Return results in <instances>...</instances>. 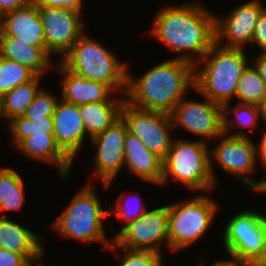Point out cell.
<instances>
[{
    "label": "cell",
    "instance_id": "2",
    "mask_svg": "<svg viewBox=\"0 0 266 266\" xmlns=\"http://www.w3.org/2000/svg\"><path fill=\"white\" fill-rule=\"evenodd\" d=\"M194 64L173 58L164 61L138 80L127 72L125 101L129 104L170 115L188 89H194Z\"/></svg>",
    "mask_w": 266,
    "mask_h": 266
},
{
    "label": "cell",
    "instance_id": "41",
    "mask_svg": "<svg viewBox=\"0 0 266 266\" xmlns=\"http://www.w3.org/2000/svg\"><path fill=\"white\" fill-rule=\"evenodd\" d=\"M203 262H199L197 266H205V264L203 265ZM212 266H215L214 264Z\"/></svg>",
    "mask_w": 266,
    "mask_h": 266
},
{
    "label": "cell",
    "instance_id": "36",
    "mask_svg": "<svg viewBox=\"0 0 266 266\" xmlns=\"http://www.w3.org/2000/svg\"><path fill=\"white\" fill-rule=\"evenodd\" d=\"M33 0H0V17L9 11L29 5Z\"/></svg>",
    "mask_w": 266,
    "mask_h": 266
},
{
    "label": "cell",
    "instance_id": "18",
    "mask_svg": "<svg viewBox=\"0 0 266 266\" xmlns=\"http://www.w3.org/2000/svg\"><path fill=\"white\" fill-rule=\"evenodd\" d=\"M124 166L144 181L161 185L163 160L152 153L143 142L131 132H126L124 142Z\"/></svg>",
    "mask_w": 266,
    "mask_h": 266
},
{
    "label": "cell",
    "instance_id": "28",
    "mask_svg": "<svg viewBox=\"0 0 266 266\" xmlns=\"http://www.w3.org/2000/svg\"><path fill=\"white\" fill-rule=\"evenodd\" d=\"M229 105V103L222 105L224 134L229 135L230 128H233L235 124L241 127H250L252 130L256 128L257 121L262 118L258 105L237 103L235 108ZM229 113H233L235 118L229 119Z\"/></svg>",
    "mask_w": 266,
    "mask_h": 266
},
{
    "label": "cell",
    "instance_id": "1",
    "mask_svg": "<svg viewBox=\"0 0 266 266\" xmlns=\"http://www.w3.org/2000/svg\"><path fill=\"white\" fill-rule=\"evenodd\" d=\"M215 15L199 1L171 4L156 13L150 32L168 49L179 53L176 58L195 65L215 44ZM195 54L199 56L197 60Z\"/></svg>",
    "mask_w": 266,
    "mask_h": 266
},
{
    "label": "cell",
    "instance_id": "15",
    "mask_svg": "<svg viewBox=\"0 0 266 266\" xmlns=\"http://www.w3.org/2000/svg\"><path fill=\"white\" fill-rule=\"evenodd\" d=\"M127 131V124L121 117L104 132L91 139L94 146H97L94 176H97L106 189L121 171V167H124V142Z\"/></svg>",
    "mask_w": 266,
    "mask_h": 266
},
{
    "label": "cell",
    "instance_id": "13",
    "mask_svg": "<svg viewBox=\"0 0 266 266\" xmlns=\"http://www.w3.org/2000/svg\"><path fill=\"white\" fill-rule=\"evenodd\" d=\"M42 20L45 47L53 55L64 56L84 34L82 14L71 9L38 6Z\"/></svg>",
    "mask_w": 266,
    "mask_h": 266
},
{
    "label": "cell",
    "instance_id": "37",
    "mask_svg": "<svg viewBox=\"0 0 266 266\" xmlns=\"http://www.w3.org/2000/svg\"><path fill=\"white\" fill-rule=\"evenodd\" d=\"M252 62L258 74L266 83V52L259 53Z\"/></svg>",
    "mask_w": 266,
    "mask_h": 266
},
{
    "label": "cell",
    "instance_id": "32",
    "mask_svg": "<svg viewBox=\"0 0 266 266\" xmlns=\"http://www.w3.org/2000/svg\"><path fill=\"white\" fill-rule=\"evenodd\" d=\"M122 195L125 196L124 193L122 192L121 195L119 196L120 198H118L119 201L117 200V202H116L117 204L116 205L113 204V206H112V207L115 206V209L114 210L112 209V211L109 210V215L114 214L116 216V218H119L122 221H124L125 225H126L127 223L132 222V221L140 218L148 209H146L145 205L143 203H141V200L139 198H137V203H136L135 207L132 206V207H134V209L131 208L130 205H128L129 199L127 197H125V198L122 197ZM132 198H133V196H132Z\"/></svg>",
    "mask_w": 266,
    "mask_h": 266
},
{
    "label": "cell",
    "instance_id": "8",
    "mask_svg": "<svg viewBox=\"0 0 266 266\" xmlns=\"http://www.w3.org/2000/svg\"><path fill=\"white\" fill-rule=\"evenodd\" d=\"M219 205L205 195L168 205L170 251L190 247L200 240L214 221Z\"/></svg>",
    "mask_w": 266,
    "mask_h": 266
},
{
    "label": "cell",
    "instance_id": "29",
    "mask_svg": "<svg viewBox=\"0 0 266 266\" xmlns=\"http://www.w3.org/2000/svg\"><path fill=\"white\" fill-rule=\"evenodd\" d=\"M35 74L18 62L0 56V98L13 88L30 81Z\"/></svg>",
    "mask_w": 266,
    "mask_h": 266
},
{
    "label": "cell",
    "instance_id": "30",
    "mask_svg": "<svg viewBox=\"0 0 266 266\" xmlns=\"http://www.w3.org/2000/svg\"><path fill=\"white\" fill-rule=\"evenodd\" d=\"M115 247L125 251L119 266H163L162 252L119 247L112 241L109 248L114 250Z\"/></svg>",
    "mask_w": 266,
    "mask_h": 266
},
{
    "label": "cell",
    "instance_id": "35",
    "mask_svg": "<svg viewBox=\"0 0 266 266\" xmlns=\"http://www.w3.org/2000/svg\"><path fill=\"white\" fill-rule=\"evenodd\" d=\"M30 264L23 255L0 248V266H30Z\"/></svg>",
    "mask_w": 266,
    "mask_h": 266
},
{
    "label": "cell",
    "instance_id": "42",
    "mask_svg": "<svg viewBox=\"0 0 266 266\" xmlns=\"http://www.w3.org/2000/svg\"><path fill=\"white\" fill-rule=\"evenodd\" d=\"M36 262L34 261V262H32L31 264H30V266H33V264H35ZM38 266H43V264H38Z\"/></svg>",
    "mask_w": 266,
    "mask_h": 266
},
{
    "label": "cell",
    "instance_id": "6",
    "mask_svg": "<svg viewBox=\"0 0 266 266\" xmlns=\"http://www.w3.org/2000/svg\"><path fill=\"white\" fill-rule=\"evenodd\" d=\"M95 189L90 183L85 185L52 225L63 237L84 242H102L103 247L108 249L113 239L106 237L103 220L109 215V211L102 209Z\"/></svg>",
    "mask_w": 266,
    "mask_h": 266
},
{
    "label": "cell",
    "instance_id": "4",
    "mask_svg": "<svg viewBox=\"0 0 266 266\" xmlns=\"http://www.w3.org/2000/svg\"><path fill=\"white\" fill-rule=\"evenodd\" d=\"M60 63L77 75L108 85L115 93L125 96L127 64L121 63L114 53L85 33Z\"/></svg>",
    "mask_w": 266,
    "mask_h": 266
},
{
    "label": "cell",
    "instance_id": "17",
    "mask_svg": "<svg viewBox=\"0 0 266 266\" xmlns=\"http://www.w3.org/2000/svg\"><path fill=\"white\" fill-rule=\"evenodd\" d=\"M0 29L7 35L19 38L33 47H45V34L33 1L29 5L4 13L0 17Z\"/></svg>",
    "mask_w": 266,
    "mask_h": 266
},
{
    "label": "cell",
    "instance_id": "26",
    "mask_svg": "<svg viewBox=\"0 0 266 266\" xmlns=\"http://www.w3.org/2000/svg\"><path fill=\"white\" fill-rule=\"evenodd\" d=\"M10 135L16 147L25 138L34 135L53 134V117L19 116L9 121Z\"/></svg>",
    "mask_w": 266,
    "mask_h": 266
},
{
    "label": "cell",
    "instance_id": "14",
    "mask_svg": "<svg viewBox=\"0 0 266 266\" xmlns=\"http://www.w3.org/2000/svg\"><path fill=\"white\" fill-rule=\"evenodd\" d=\"M265 8L261 1L251 0L233 9L225 19L215 15V43L225 48L244 49V45L252 42L255 25ZM224 39L226 44H222Z\"/></svg>",
    "mask_w": 266,
    "mask_h": 266
},
{
    "label": "cell",
    "instance_id": "39",
    "mask_svg": "<svg viewBox=\"0 0 266 266\" xmlns=\"http://www.w3.org/2000/svg\"><path fill=\"white\" fill-rule=\"evenodd\" d=\"M259 111L261 113V117L266 124V94L261 99L260 103L258 104Z\"/></svg>",
    "mask_w": 266,
    "mask_h": 266
},
{
    "label": "cell",
    "instance_id": "24",
    "mask_svg": "<svg viewBox=\"0 0 266 266\" xmlns=\"http://www.w3.org/2000/svg\"><path fill=\"white\" fill-rule=\"evenodd\" d=\"M42 76H34L27 81L13 88L0 98V115L6 117L8 122L13 118L23 116L35 95L41 89L39 87Z\"/></svg>",
    "mask_w": 266,
    "mask_h": 266
},
{
    "label": "cell",
    "instance_id": "21",
    "mask_svg": "<svg viewBox=\"0 0 266 266\" xmlns=\"http://www.w3.org/2000/svg\"><path fill=\"white\" fill-rule=\"evenodd\" d=\"M0 56L18 62L30 69L36 76H42L46 70L53 68L51 55L46 47H33L19 38L7 36L0 29Z\"/></svg>",
    "mask_w": 266,
    "mask_h": 266
},
{
    "label": "cell",
    "instance_id": "40",
    "mask_svg": "<svg viewBox=\"0 0 266 266\" xmlns=\"http://www.w3.org/2000/svg\"><path fill=\"white\" fill-rule=\"evenodd\" d=\"M252 266H266V247L262 255L253 263Z\"/></svg>",
    "mask_w": 266,
    "mask_h": 266
},
{
    "label": "cell",
    "instance_id": "25",
    "mask_svg": "<svg viewBox=\"0 0 266 266\" xmlns=\"http://www.w3.org/2000/svg\"><path fill=\"white\" fill-rule=\"evenodd\" d=\"M24 180L12 168H0V211L1 217H7V211H18L25 200Z\"/></svg>",
    "mask_w": 266,
    "mask_h": 266
},
{
    "label": "cell",
    "instance_id": "5",
    "mask_svg": "<svg viewBox=\"0 0 266 266\" xmlns=\"http://www.w3.org/2000/svg\"><path fill=\"white\" fill-rule=\"evenodd\" d=\"M209 146L202 140L174 139L163 160L161 186L174 178L189 190L210 191L216 184Z\"/></svg>",
    "mask_w": 266,
    "mask_h": 266
},
{
    "label": "cell",
    "instance_id": "34",
    "mask_svg": "<svg viewBox=\"0 0 266 266\" xmlns=\"http://www.w3.org/2000/svg\"><path fill=\"white\" fill-rule=\"evenodd\" d=\"M37 6L57 7L82 12L83 0H33Z\"/></svg>",
    "mask_w": 266,
    "mask_h": 266
},
{
    "label": "cell",
    "instance_id": "9",
    "mask_svg": "<svg viewBox=\"0 0 266 266\" xmlns=\"http://www.w3.org/2000/svg\"><path fill=\"white\" fill-rule=\"evenodd\" d=\"M242 132L227 136L223 134L226 138L215 149L210 150V158L216 159L225 172L232 174L254 191L261 192L266 186V180L255 181L247 176L255 170L258 148L247 132Z\"/></svg>",
    "mask_w": 266,
    "mask_h": 266
},
{
    "label": "cell",
    "instance_id": "12",
    "mask_svg": "<svg viewBox=\"0 0 266 266\" xmlns=\"http://www.w3.org/2000/svg\"><path fill=\"white\" fill-rule=\"evenodd\" d=\"M203 98L206 101L198 102L182 98L170 114L172 126L173 128L180 126L200 136L204 142L210 139H222L224 134L222 105L206 97Z\"/></svg>",
    "mask_w": 266,
    "mask_h": 266
},
{
    "label": "cell",
    "instance_id": "10",
    "mask_svg": "<svg viewBox=\"0 0 266 266\" xmlns=\"http://www.w3.org/2000/svg\"><path fill=\"white\" fill-rule=\"evenodd\" d=\"M121 117L126 122L128 131L136 135L152 153L162 160L167 157L173 142L170 135L173 130L170 115L141 109L125 101Z\"/></svg>",
    "mask_w": 266,
    "mask_h": 266
},
{
    "label": "cell",
    "instance_id": "38",
    "mask_svg": "<svg viewBox=\"0 0 266 266\" xmlns=\"http://www.w3.org/2000/svg\"><path fill=\"white\" fill-rule=\"evenodd\" d=\"M261 143L258 147V158H260L262 165L266 168V130L263 132Z\"/></svg>",
    "mask_w": 266,
    "mask_h": 266
},
{
    "label": "cell",
    "instance_id": "27",
    "mask_svg": "<svg viewBox=\"0 0 266 266\" xmlns=\"http://www.w3.org/2000/svg\"><path fill=\"white\" fill-rule=\"evenodd\" d=\"M266 94V83L255 67L247 66L238 81L235 97L238 103L258 105Z\"/></svg>",
    "mask_w": 266,
    "mask_h": 266
},
{
    "label": "cell",
    "instance_id": "11",
    "mask_svg": "<svg viewBox=\"0 0 266 266\" xmlns=\"http://www.w3.org/2000/svg\"><path fill=\"white\" fill-rule=\"evenodd\" d=\"M168 223V205L147 210L140 218L124 225L113 241L119 247L162 252L163 243L170 249Z\"/></svg>",
    "mask_w": 266,
    "mask_h": 266
},
{
    "label": "cell",
    "instance_id": "20",
    "mask_svg": "<svg viewBox=\"0 0 266 266\" xmlns=\"http://www.w3.org/2000/svg\"><path fill=\"white\" fill-rule=\"evenodd\" d=\"M42 239L22 225L0 217V248L23 255L30 263L41 261L45 254Z\"/></svg>",
    "mask_w": 266,
    "mask_h": 266
},
{
    "label": "cell",
    "instance_id": "23",
    "mask_svg": "<svg viewBox=\"0 0 266 266\" xmlns=\"http://www.w3.org/2000/svg\"><path fill=\"white\" fill-rule=\"evenodd\" d=\"M125 100H105L79 105L81 119L89 138L104 132L121 118Z\"/></svg>",
    "mask_w": 266,
    "mask_h": 266
},
{
    "label": "cell",
    "instance_id": "19",
    "mask_svg": "<svg viewBox=\"0 0 266 266\" xmlns=\"http://www.w3.org/2000/svg\"><path fill=\"white\" fill-rule=\"evenodd\" d=\"M58 72L62 74V95L61 99L65 102L81 105L105 100H125L126 98H110L115 93L108 85L87 80L64 67L61 63L57 65Z\"/></svg>",
    "mask_w": 266,
    "mask_h": 266
},
{
    "label": "cell",
    "instance_id": "7",
    "mask_svg": "<svg viewBox=\"0 0 266 266\" xmlns=\"http://www.w3.org/2000/svg\"><path fill=\"white\" fill-rule=\"evenodd\" d=\"M230 260H217L215 266H252L266 247V216L242 211L228 222L223 235Z\"/></svg>",
    "mask_w": 266,
    "mask_h": 266
},
{
    "label": "cell",
    "instance_id": "31",
    "mask_svg": "<svg viewBox=\"0 0 266 266\" xmlns=\"http://www.w3.org/2000/svg\"><path fill=\"white\" fill-rule=\"evenodd\" d=\"M59 99L50 92L39 90L35 95L33 102L26 110L24 117H42V116H53L56 105Z\"/></svg>",
    "mask_w": 266,
    "mask_h": 266
},
{
    "label": "cell",
    "instance_id": "43",
    "mask_svg": "<svg viewBox=\"0 0 266 266\" xmlns=\"http://www.w3.org/2000/svg\"><path fill=\"white\" fill-rule=\"evenodd\" d=\"M264 194V193H266V186H265V188L261 191V194Z\"/></svg>",
    "mask_w": 266,
    "mask_h": 266
},
{
    "label": "cell",
    "instance_id": "3",
    "mask_svg": "<svg viewBox=\"0 0 266 266\" xmlns=\"http://www.w3.org/2000/svg\"><path fill=\"white\" fill-rule=\"evenodd\" d=\"M247 59L244 49L225 48L215 43L194 65V90L212 102L230 103L235 98L241 74L249 65ZM200 63L204 66L199 67Z\"/></svg>",
    "mask_w": 266,
    "mask_h": 266
},
{
    "label": "cell",
    "instance_id": "16",
    "mask_svg": "<svg viewBox=\"0 0 266 266\" xmlns=\"http://www.w3.org/2000/svg\"><path fill=\"white\" fill-rule=\"evenodd\" d=\"M52 117L55 141L61 150L74 161L87 135L79 105L61 99L58 101Z\"/></svg>",
    "mask_w": 266,
    "mask_h": 266
},
{
    "label": "cell",
    "instance_id": "33",
    "mask_svg": "<svg viewBox=\"0 0 266 266\" xmlns=\"http://www.w3.org/2000/svg\"><path fill=\"white\" fill-rule=\"evenodd\" d=\"M251 43L258 45L260 52H266V8L258 18Z\"/></svg>",
    "mask_w": 266,
    "mask_h": 266
},
{
    "label": "cell",
    "instance_id": "22",
    "mask_svg": "<svg viewBox=\"0 0 266 266\" xmlns=\"http://www.w3.org/2000/svg\"><path fill=\"white\" fill-rule=\"evenodd\" d=\"M15 148L33 160L57 165L61 179L67 176L73 164V161L57 145L54 134H32Z\"/></svg>",
    "mask_w": 266,
    "mask_h": 266
}]
</instances>
